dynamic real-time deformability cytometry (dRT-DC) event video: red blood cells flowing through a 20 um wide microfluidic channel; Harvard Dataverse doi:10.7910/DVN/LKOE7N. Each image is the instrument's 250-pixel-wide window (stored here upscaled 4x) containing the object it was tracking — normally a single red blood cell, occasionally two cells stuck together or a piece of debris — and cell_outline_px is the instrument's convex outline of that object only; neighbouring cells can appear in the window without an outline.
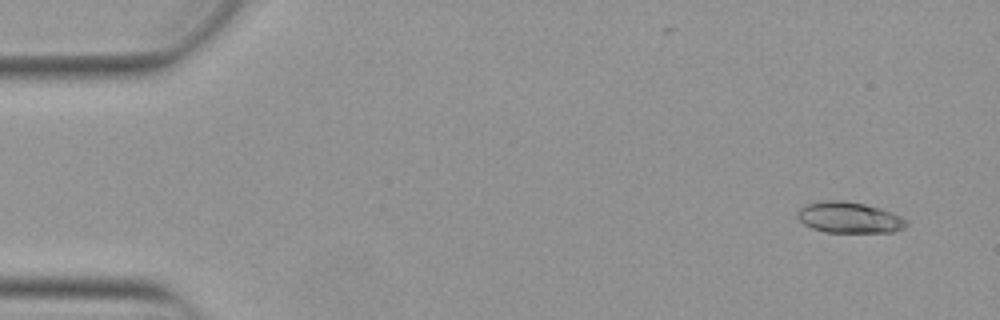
{"species": "Egyptian fruit bat (a non-hibernating species)", "species_latin": "Rousettus aegyptiacus", "temperature_condition": "warm", "stored_images_in_passage": 51, "camera_frame_rate_fps": 3000, "um_per_image_px": 0.085, "animal": {"sex": "female"}, "frame": {"image": 1, "passage_image": 2, "time_ms": 0.333, "image_size_px": [1000, 320], "cell_outline_px": [[908, 224], [904, 228], [892, 232], [824, 232], [812, 228], [804, 224], [796, 216], [796, 212], [804, 204], [824, 200], [844, 200], [864, 204], [880, 208], [892, 212], [908, 220]], "centroid_in_image_um": [72.17, 18.48], "position_along_channel_um": 12.8, "area_um2": 19.88}}
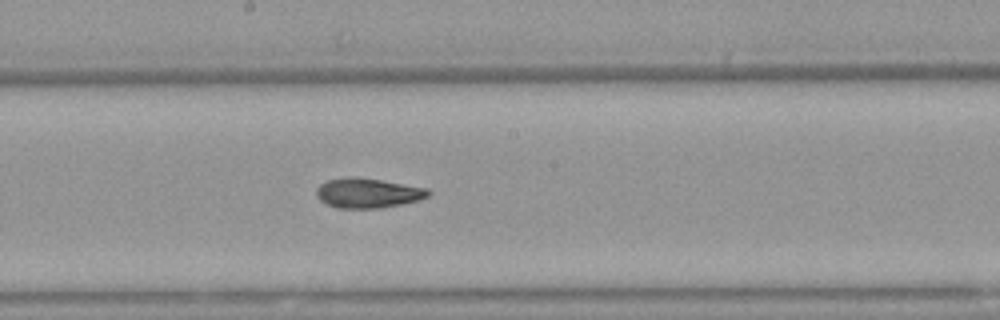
{"frame": {"image": 2, "passage_image": 27, "time_ms": 8.667, "image_size_px": [1000, 320], "cell_outline_px": [[432, 192], [428, 196], [420, 200], [380, 208], [336, 208], [324, 204], [316, 196], [316, 188], [320, 184], [328, 180], [380, 180], [428, 188]], "centroid_in_image_um": [31.29, 16.46], "position_along_channel_um": 216.9, "area_um2": 18.73}}
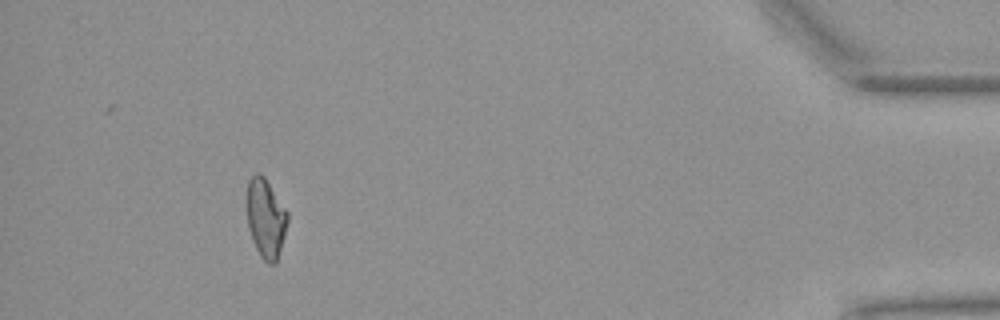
{"frame": {"image": 3, "passage_image": 47, "time_ms": 15.333, "image_size_px": [1000, 320], "cell_outline_px": [[288, 220], [284, 236], [276, 264], [268, 264], [260, 256], [252, 240], [248, 228], [248, 180], [256, 172], [260, 172], [264, 176], [288, 212]], "centroid_in_image_um": [22.6, 18.56], "position_along_channel_um": 412.6, "area_um2": 18.61}, "authors_computed_cell_mechanics": {"area_um2": 19.1318, "velocity_mm_per_s": 3.8964, "shape_relaxation_time_tau1_ms": null, "shape_relaxation_time_tau2_ms": 3.5225, "deformation_change_tau1": null, "deformation_change_tau2": 0.1046}}